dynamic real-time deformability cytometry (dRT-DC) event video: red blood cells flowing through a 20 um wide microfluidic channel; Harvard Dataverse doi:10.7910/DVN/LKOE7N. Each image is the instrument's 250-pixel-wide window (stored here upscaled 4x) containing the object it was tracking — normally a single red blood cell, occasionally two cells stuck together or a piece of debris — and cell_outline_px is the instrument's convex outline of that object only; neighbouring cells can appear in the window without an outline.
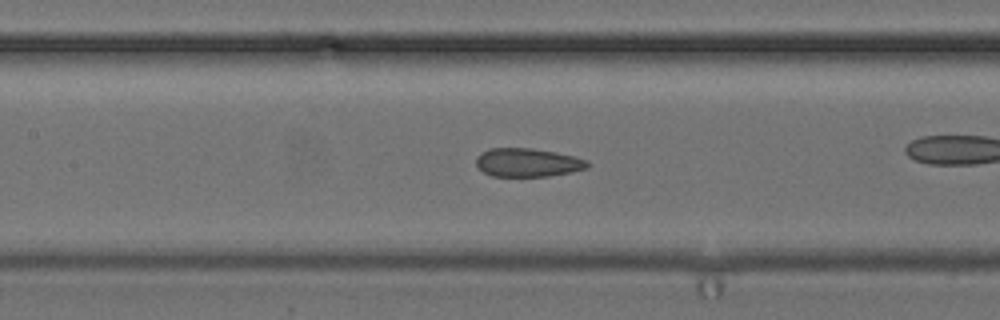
{"species": "common noctule bat (a hibernating species)", "species_latin": "Nyctalus noctula", "temperature_condition": "cold", "stored_images_in_passage": 31, "camera_frame_rate_fps": 3000, "um_per_image_px": 0.085, "animal": {"sex": "female", "body_mass_g": 24.6, "forearm_length_mm": 56.2}, "frame": {"image": 1, "passage_image": 14, "time_ms": 4.333, "image_size_px": [1000, 320], "cell_outline_px": [[592, 164], [588, 168], [572, 172], [548, 176], [492, 176], [484, 172], [476, 164], [476, 156], [488, 148], [532, 148], [556, 152], [576, 156], [588, 160]], "centroid_in_image_um": [44.9, 13.81], "position_along_channel_um": 162.5, "area_um2": 18.73}}